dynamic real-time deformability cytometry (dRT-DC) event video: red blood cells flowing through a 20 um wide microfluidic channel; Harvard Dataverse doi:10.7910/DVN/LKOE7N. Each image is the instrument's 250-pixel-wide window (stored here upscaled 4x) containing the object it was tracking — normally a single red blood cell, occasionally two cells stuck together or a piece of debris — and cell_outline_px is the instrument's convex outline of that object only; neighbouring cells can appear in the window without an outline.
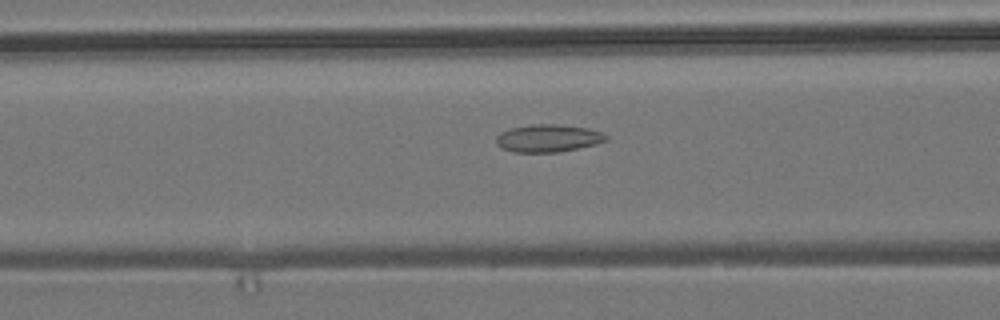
{"species": "common noctule bat (a hibernating species)", "species_latin": "Nyctalus noctula", "temperature_condition": "room temperature", "stored_images_in_passage": 55, "camera_frame_rate_fps": 3000, "um_per_image_px": 0.085, "animal": {"sex": "male", "body_mass_g": 19.2, "forearm_length_mm": 51.8}, "frame": {"image": 1, "passage_image": 22, "time_ms": 7.0, "image_size_px": [1000, 320], "cell_outline_px": [[608, 140], [596, 144], [556, 152], [512, 152], [500, 148], [496, 144], [496, 136], [500, 132], [508, 128], [532, 124], [560, 124], [588, 128], [600, 132], [608, 136]], "centroid_in_image_um": [46.54, 11.74], "position_along_channel_um": 120.1, "area_um2": 17.8}}
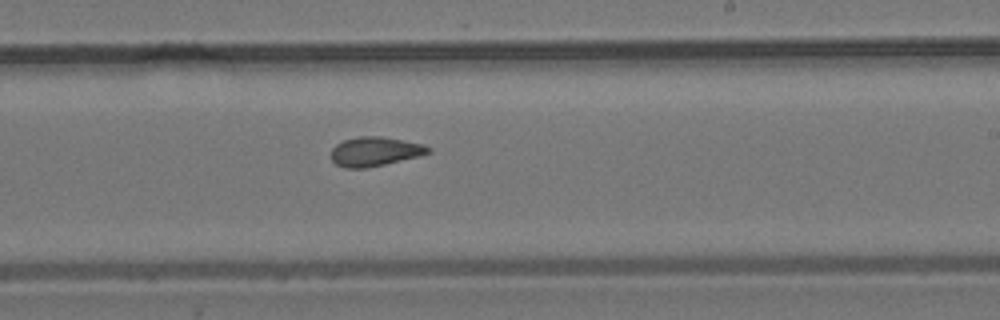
{"frame": {"image": 2, "passage_image": 33, "time_ms": 10.667, "image_size_px": [1000, 320], "cell_outline_px": [[432, 152], [420, 156], [384, 164], [364, 168], [344, 168], [336, 164], [332, 160], [332, 148], [336, 144], [344, 140], [360, 136], [380, 136], [424, 144], [432, 148]], "centroid_in_image_um": [31.89, 12.87], "position_along_channel_um": 257.1, "area_um2": 16.53}}
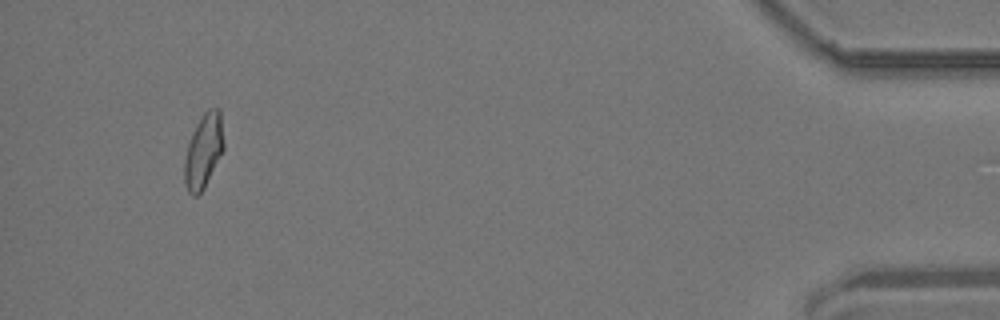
{"frame": {"image": 3, "passage_image": 52, "time_ms": 17.0, "image_size_px": [1000, 320], "cell_outline_px": [[224, 148], [204, 188], [196, 196], [192, 196], [188, 192], [184, 184], [184, 160], [188, 144], [192, 132], [196, 124], [204, 112], [208, 108], [220, 108], [224, 140]], "centroid_in_image_um": [17.29, 12.82], "position_along_channel_um": 417.9, "area_um2": 17.05}, "authors_computed_cell_mechanics": {"area_um2": 16.9932, "velocity_mm_per_s": 3.7404, "shape_relaxation_time_tau1_ms": null, "shape_relaxation_time_tau2_ms": 2.4485, "deformation_change_tau1": null, "deformation_change_tau2": 0.0773}}